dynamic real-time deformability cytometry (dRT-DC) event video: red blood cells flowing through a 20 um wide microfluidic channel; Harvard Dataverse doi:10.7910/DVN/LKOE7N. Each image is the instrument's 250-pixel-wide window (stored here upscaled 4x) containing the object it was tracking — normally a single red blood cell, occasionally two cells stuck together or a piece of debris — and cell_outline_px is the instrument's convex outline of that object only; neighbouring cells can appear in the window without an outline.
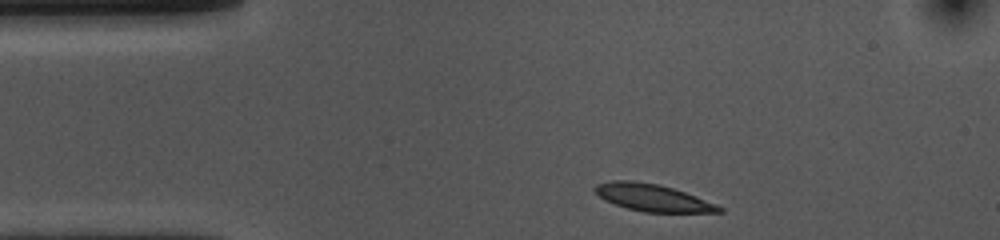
{"species": "common noctule bat (a hibernating species)", "species_latin": "Nyctalus noctula", "temperature_condition": "cold", "stored_images_in_passage": 34, "camera_frame_rate_fps": 3000, "um_per_image_px": 0.085, "animal": {"sex": "female", "body_mass_g": 10.0, "forearm_length_mm": 53.1}, "frame": {"image": 1, "passage_image": 1, "time_ms": 0.0, "image_size_px": [1000, 240], "cell_outline_px": [[724, 212], [644, 212], [628, 208], [604, 200], [592, 188], [596, 184], [612, 180], [632, 180], [660, 184], [684, 192], [716, 204], [724, 208]], "centroid_in_image_um": [55.45, 16.79], "position_along_channel_um": 29.5, "area_um2": 19.48}}
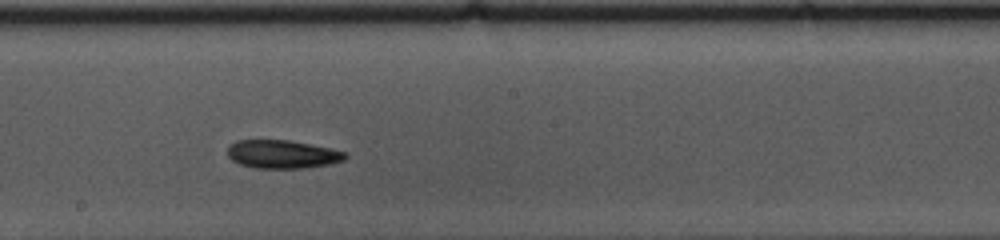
{"frame": {"image": 2, "passage_image": 20, "time_ms": 6.333, "image_size_px": [1000, 240], "cell_outline_px": [[348, 156], [344, 160], [328, 164], [304, 168], [252, 168], [240, 164], [232, 160], [228, 156], [228, 148], [236, 140], [288, 140], [328, 148], [344, 152]], "centroid_in_image_um": [23.96, 13.12], "position_along_channel_um": 224.2, "area_um2": 19.19}}
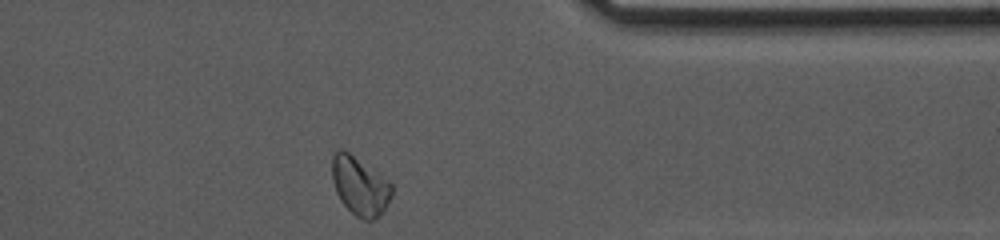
{"frame": {"image": 3, "passage_image": 34, "time_ms": 11.0, "image_size_px": [1000, 240], "cell_outline_px": [[392, 196], [380, 216], [372, 220], [364, 220], [356, 216], [340, 200], [336, 192], [332, 180], [332, 156], [336, 148], [344, 148], [392, 184]], "centroid_in_image_um": [30.56, 15.79], "position_along_channel_um": 380.8, "area_um2": 20.35}, "authors_computed_cell_mechanics": {"area_um2": 19.7965, "velocity_mm_per_s": 3.6808, "shape_relaxation_time_tau1_ms": 3.5971, "shape_relaxation_time_tau2_ms": null, "deformation_change_tau1": 0.1019, "deformation_change_tau2": null}}